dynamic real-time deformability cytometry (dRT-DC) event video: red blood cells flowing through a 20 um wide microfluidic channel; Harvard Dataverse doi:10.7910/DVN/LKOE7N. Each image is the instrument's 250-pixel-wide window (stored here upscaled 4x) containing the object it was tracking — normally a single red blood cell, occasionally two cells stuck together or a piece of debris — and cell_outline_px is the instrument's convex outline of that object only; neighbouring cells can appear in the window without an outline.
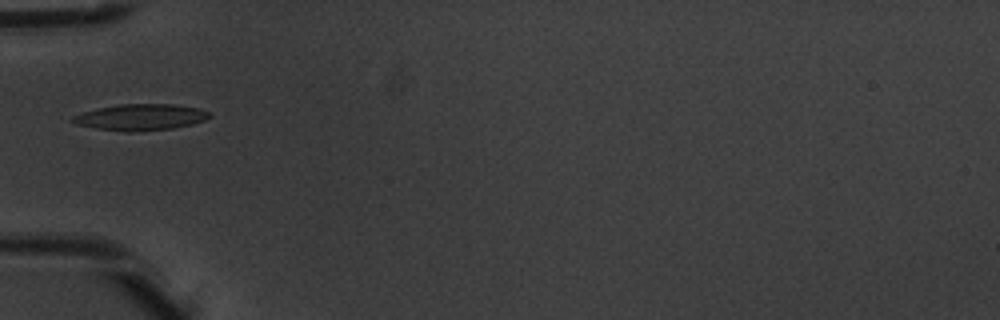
{"species": "common noctule bat (a hibernating species)", "species_latin": "Nyctalus noctula", "temperature_condition": "warm", "stored_images_in_passage": 1, "camera_frame_rate_fps": 3000, "um_per_image_px": 0.085, "animal": {"sex": "male", "body_mass_g": 20.1, "forearm_length_mm": 53.5}, "frame": {"image": 1, "passage_image": 1, "time_ms": 0.0, "image_size_px": [1000, 320], "cell_outline_px": [[212, 116], [204, 120], [192, 124], [172, 128], [136, 132], [124, 132], [96, 128], [76, 124], [72, 120], [72, 116], [84, 112], [100, 108], [120, 104], [172, 104], [196, 108], [208, 112]], "centroid_in_image_um": [11.95, 9.97], "position_along_channel_um": 73.1, "area_um2": 20.69}}